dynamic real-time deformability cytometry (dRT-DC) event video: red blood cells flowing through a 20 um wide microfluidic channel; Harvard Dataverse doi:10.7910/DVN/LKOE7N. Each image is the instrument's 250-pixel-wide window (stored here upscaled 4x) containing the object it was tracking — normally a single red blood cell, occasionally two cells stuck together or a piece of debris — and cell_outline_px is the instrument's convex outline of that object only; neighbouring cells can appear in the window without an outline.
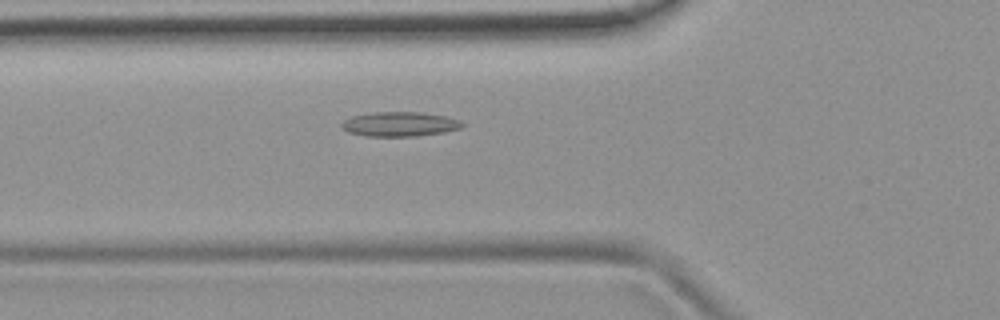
{"species": "common noctule bat (a hibernating species)", "species_latin": "Nyctalus noctula", "temperature_condition": "room temperature", "stored_images_in_passage": 51, "camera_frame_rate_fps": 3000, "um_per_image_px": 0.085, "animal": {"sex": "female", "body_mass_g": 19.9}, "frame": {"image": 1, "passage_image": 18, "time_ms": 5.667, "image_size_px": [1000, 320], "cell_outline_px": [[464, 124], [460, 128], [444, 132], [416, 136], [364, 136], [348, 132], [340, 128], [340, 124], [344, 120], [352, 116], [372, 112], [420, 112], [448, 116], [460, 120]], "centroid_in_image_um": [33.95, 10.55], "position_along_channel_um": 91.9, "area_um2": 17.4}}
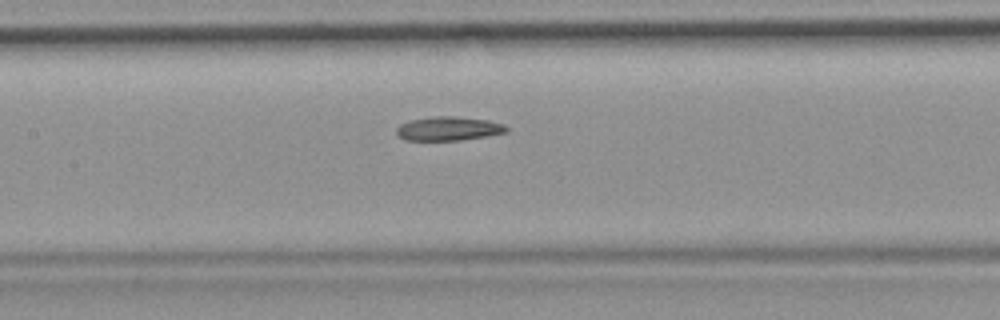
{"frame": {"image": 2, "passage_image": 24, "time_ms": 7.667, "image_size_px": [1000, 320], "cell_outline_px": [[508, 132], [488, 136], [460, 140], [404, 140], [396, 136], [396, 128], [400, 124], [412, 120], [432, 116], [460, 116], [488, 120], [504, 124], [508, 128]], "centroid_in_image_um": [38.13, 10.93], "position_along_channel_um": 169.3, "area_um2": 15.55}}
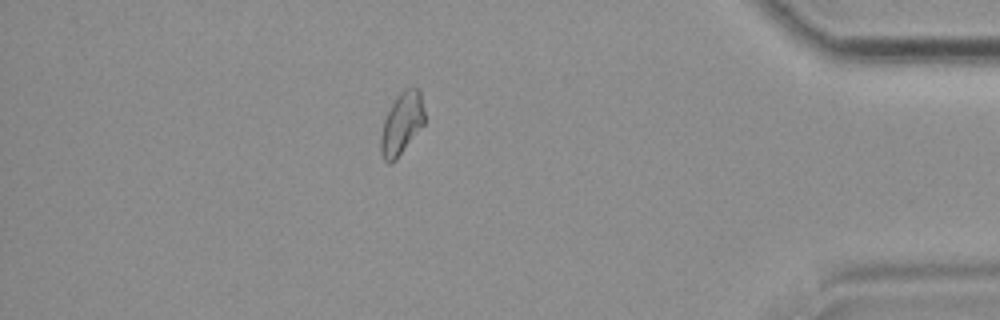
{"frame": {"image": 3, "passage_image": 45, "time_ms": 14.667, "image_size_px": [1000, 320], "cell_outline_px": [[424, 124], [396, 160], [392, 164], [388, 164], [384, 160], [380, 152], [380, 136], [384, 120], [396, 96], [404, 88], [420, 88], [424, 112]], "centroid_in_image_um": [34.13, 10.52], "position_along_channel_um": 401.1, "area_um2": 15.9}, "authors_computed_cell_mechanics": {"area_um2": 16.184, "velocity_mm_per_s": 3.8651, "shape_relaxation_time_tau1_ms": null, "shape_relaxation_time_tau2_ms": 10.0636, "deformation_change_tau1": null, "deformation_change_tau2": 0.1457}}